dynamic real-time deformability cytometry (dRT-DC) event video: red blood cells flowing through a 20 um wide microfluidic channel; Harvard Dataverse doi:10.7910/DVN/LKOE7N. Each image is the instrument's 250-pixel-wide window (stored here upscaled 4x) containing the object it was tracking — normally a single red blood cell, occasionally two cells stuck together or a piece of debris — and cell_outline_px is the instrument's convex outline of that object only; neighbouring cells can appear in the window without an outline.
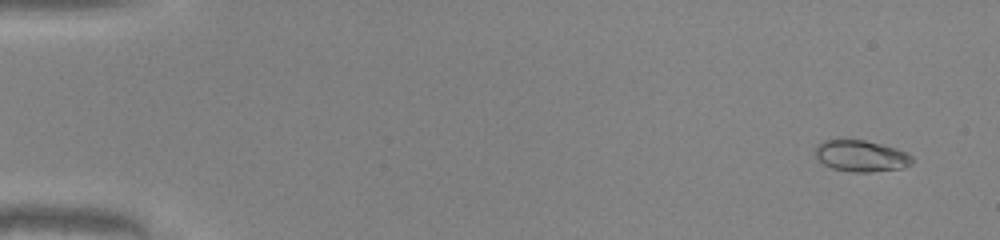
{"species": "common noctule bat (a hibernating species)", "species_latin": "Nyctalus noctula", "temperature_condition": "warm", "stored_images_in_passage": 52, "segment_of_instrument_passage": [1, 2], "camera_frame_rate_fps": 3000, "um_per_image_px": 0.085, "animal": {"sex": "male", "body_mass_g": 20.0, "forearm_length_mm": 53.3}, "frame": {"image": 1, "passage_image": 3, "time_ms": 0.667, "image_size_px": [1000, 240], "cell_outline_px": [[912, 164], [900, 168], [872, 172], [852, 172], [832, 168], [824, 164], [816, 156], [812, 148], [824, 140], [864, 140], [896, 148], [908, 152], [912, 156]], "centroid_in_image_um": [73.18, 13.25], "position_along_channel_um": 11.8, "area_um2": 17.74}}
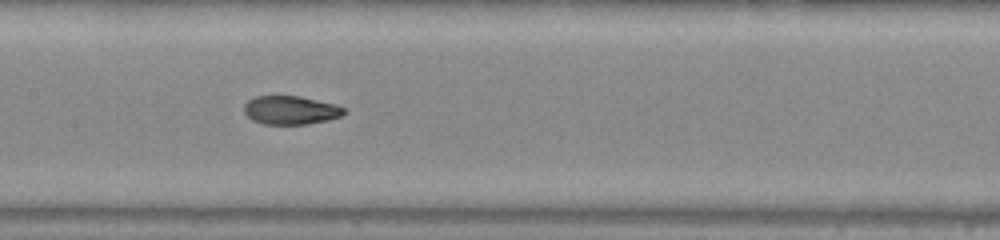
{"frame": {"image": 2, "passage_image": 26, "time_ms": 8.333, "image_size_px": [1000, 240], "cell_outline_px": [[348, 112], [340, 116], [328, 120], [308, 124], [264, 124], [252, 120], [244, 112], [244, 104], [248, 100], [256, 96], [300, 96], [336, 104], [344, 108]], "centroid_in_image_um": [24.72, 9.36], "position_along_channel_um": 182.7, "area_um2": 16.7}}
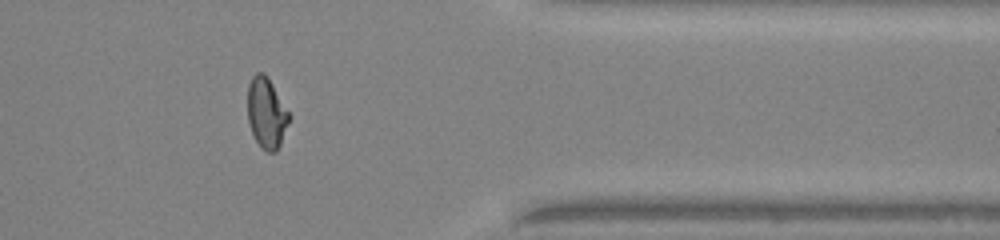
{"frame": {"image": 3, "passage_image": 42, "time_ms": 13.667, "image_size_px": [1000, 240], "cell_outline_px": [[292, 116], [280, 144], [276, 152], [268, 152], [260, 148], [248, 124], [248, 84], [252, 76], [256, 72], [264, 72], [268, 76]], "centroid_in_image_um": [22.66, 9.59], "position_along_channel_um": 388.7, "area_um2": 17.4}}